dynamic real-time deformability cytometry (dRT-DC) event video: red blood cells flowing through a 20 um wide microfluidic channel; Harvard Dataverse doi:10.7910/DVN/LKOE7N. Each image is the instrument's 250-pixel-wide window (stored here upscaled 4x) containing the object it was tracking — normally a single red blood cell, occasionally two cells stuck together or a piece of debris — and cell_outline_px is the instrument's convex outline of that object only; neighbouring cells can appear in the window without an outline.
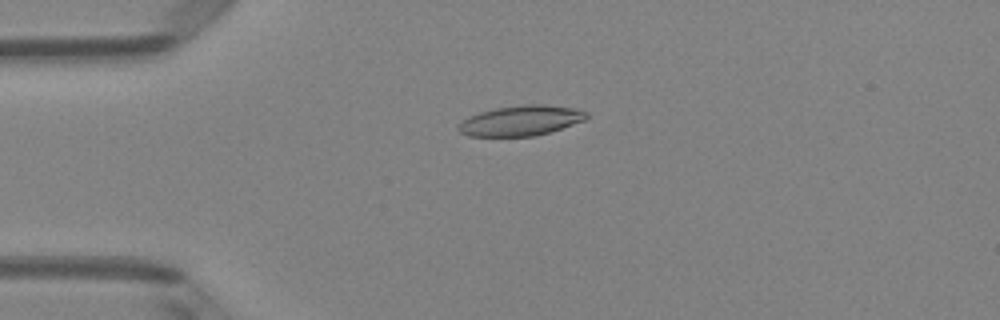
{"species": "Egyptian fruit bat (a non-hibernating species)", "species_latin": "Rousettus aegyptiacus", "temperature_condition": "room temperature", "stored_images_in_passage": 50, "camera_frame_rate_fps": 3000, "um_per_image_px": 0.085, "animal": {"sex": "female"}, "frame": {"image": 1, "passage_image": 12, "time_ms": 3.667, "image_size_px": [1000, 320], "cell_outline_px": [[588, 116], [584, 120], [536, 136], [468, 136], [460, 132], [456, 128], [468, 116], [480, 112], [496, 108], [524, 104], [544, 104], [576, 108], [588, 112]], "centroid_in_image_um": [44.27, 10.24], "position_along_channel_um": 40.7, "area_um2": 22.43}}
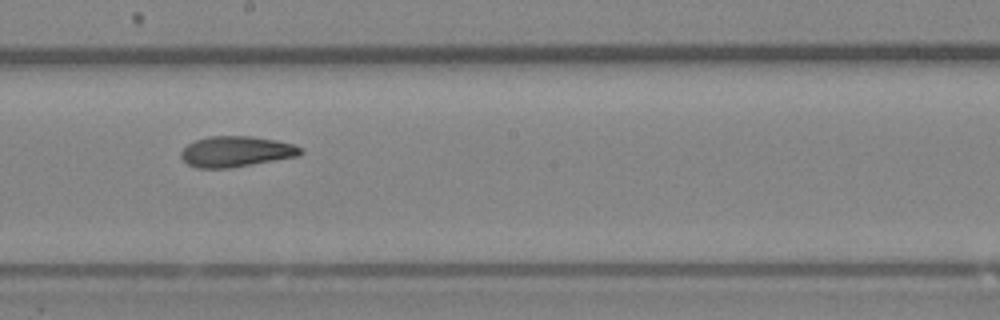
{"frame": {"image": 2, "passage_image": 28, "time_ms": 9.0, "image_size_px": [1000, 320], "cell_outline_px": [[304, 152], [296, 156], [252, 164], [228, 168], [196, 168], [188, 164], [180, 156], [180, 152], [188, 144], [196, 140], [208, 136], [252, 136], [276, 140], [292, 144], [300, 148]], "centroid_in_image_um": [20.03, 12.87], "position_along_channel_um": 228.2, "area_um2": 21.15}}
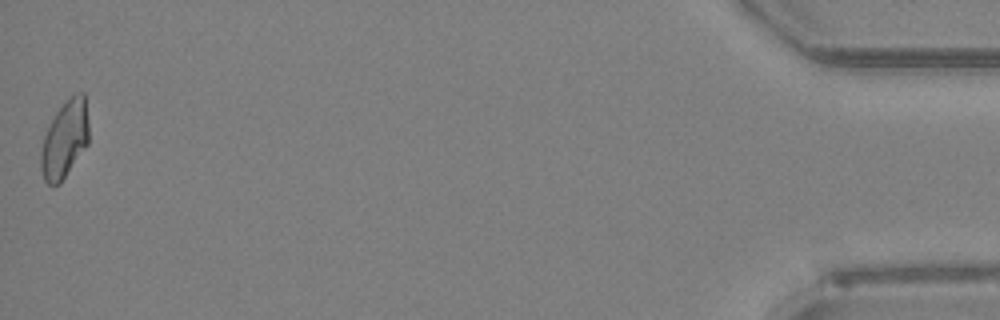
{"frame": {"image": 3, "passage_image": 50, "time_ms": 16.333, "image_size_px": [1000, 320], "cell_outline_px": [[88, 144], [60, 184], [52, 188], [44, 180], [40, 168], [40, 152], [44, 136], [56, 112], [68, 96], [76, 92], [84, 92], [88, 120]], "centroid_in_image_um": [5.49, 11.86], "position_along_channel_um": 429.7, "area_um2": 21.85}, "authors_computed_cell_mechanics": {"area_um2": 21.5883, "velocity_mm_per_s": 4.0253, "shape_relaxation_time_tau1_ms": null, "shape_relaxation_time_tau2_ms": 3.7324, "deformation_change_tau1": null, "deformation_change_tau2": 0.105}}